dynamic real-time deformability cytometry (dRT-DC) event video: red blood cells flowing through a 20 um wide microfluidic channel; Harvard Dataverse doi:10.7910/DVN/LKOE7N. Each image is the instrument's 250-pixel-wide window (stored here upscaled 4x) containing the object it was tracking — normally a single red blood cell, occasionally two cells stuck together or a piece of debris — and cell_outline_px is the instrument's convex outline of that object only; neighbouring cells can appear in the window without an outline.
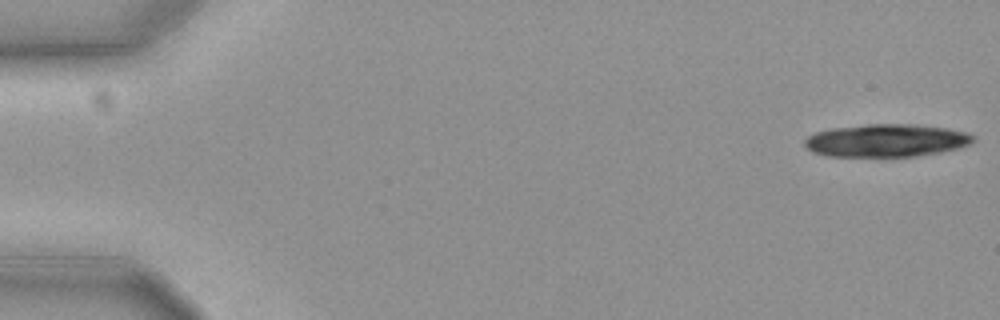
{"species": "common noctule bat (a hibernating species)", "species_latin": "Nyctalus noctula", "temperature_condition": "cold", "stored_images_in_passage": 19, "camera_frame_rate_fps": 3000, "um_per_image_px": 0.085, "animal": {"sex": "female", "body_mass_g": 19.3, "forearm_length_mm": 54.1}, "frame": {"image": 1, "passage_image": 1, "time_ms": 0.0, "image_size_px": [1000, 320], "cell_outline_px": [[976, 140], [968, 144], [956, 148], [940, 152], [916, 156], [880, 160], [828, 156], [812, 152], [804, 148], [804, 140], [808, 136], [816, 132], [832, 128], [868, 124], [916, 124], [948, 128], [968, 132], [976, 136]], "centroid_in_image_um": [75.3, 11.99], "position_along_channel_um": 9.7, "area_um2": 33.64}}